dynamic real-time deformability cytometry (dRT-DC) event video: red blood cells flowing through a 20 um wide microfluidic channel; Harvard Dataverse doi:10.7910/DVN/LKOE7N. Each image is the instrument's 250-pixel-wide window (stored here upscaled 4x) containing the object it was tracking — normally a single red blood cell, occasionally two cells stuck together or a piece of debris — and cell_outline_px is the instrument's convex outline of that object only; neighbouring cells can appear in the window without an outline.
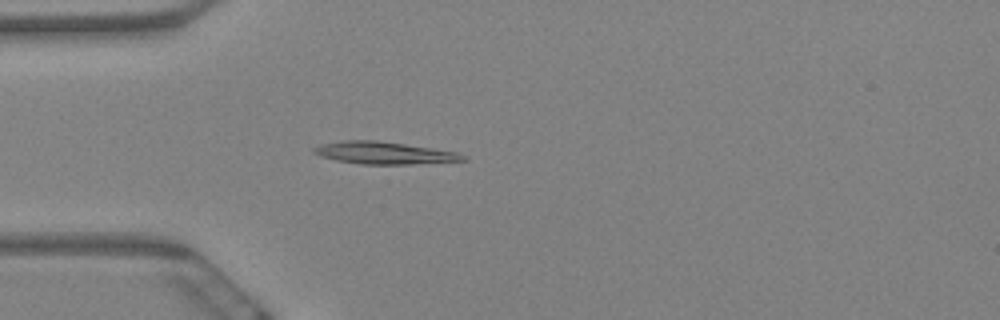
{"species": "Egyptian fruit bat (a non-hibernating species)", "species_latin": "Rousettus aegyptiacus", "temperature_condition": "warm", "stored_images_in_passage": 5, "camera_frame_rate_fps": 3000, "um_per_image_px": 0.085, "animal": {"sex": "female"}, "frame": {"image": 1, "passage_image": 5, "time_ms": 1.333, "image_size_px": [1000, 320], "cell_outline_px": [[468, 160], [408, 164], [360, 164], [336, 160], [320, 156], [312, 152], [312, 148], [320, 144], [344, 140], [376, 140], [432, 148], [456, 152], [464, 156]], "centroid_in_image_um": [32.58, 12.99], "position_along_channel_um": 52.4, "area_um2": 19.19}}